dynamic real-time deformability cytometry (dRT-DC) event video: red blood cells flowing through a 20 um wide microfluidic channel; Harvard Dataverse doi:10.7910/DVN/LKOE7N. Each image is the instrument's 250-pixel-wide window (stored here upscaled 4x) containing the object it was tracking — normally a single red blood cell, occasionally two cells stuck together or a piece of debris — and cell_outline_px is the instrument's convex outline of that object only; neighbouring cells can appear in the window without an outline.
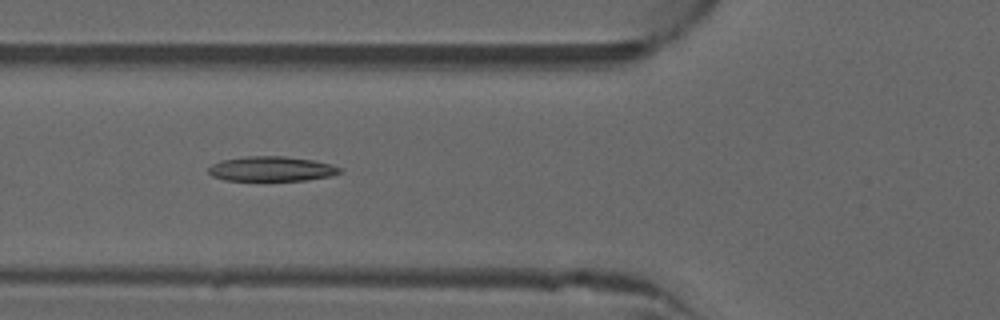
{"species": "common noctule bat (a hibernating species)", "species_latin": "Nyctalus noctula", "temperature_condition": "warm", "stored_images_in_passage": 37, "camera_frame_rate_fps": 3000, "um_per_image_px": 0.085, "animal": {"sex": "male", "forearm_length_mm": 52.5}, "frame": {"image": 1, "passage_image": 6, "time_ms": 1.667, "image_size_px": [1000, 320], "cell_outline_px": [[344, 172], [332, 176], [304, 180], [224, 180], [212, 176], [208, 172], [208, 168], [212, 164], [220, 160], [244, 156], [284, 156], [312, 160], [332, 164], [340, 168]], "centroid_in_image_um": [23.08, 14.34], "position_along_channel_um": 102.7, "area_um2": 19.07}, "authors_computed_cell_mechanics": {"area_um2": 18.5538, "velocity_mm_per_s": 4.0262, "shape_relaxation_time_tau1_ms": null, "shape_relaxation_time_tau2_ms": 5.1401, "deformation_change_tau1": null, "deformation_change_tau2": 0.1526}}